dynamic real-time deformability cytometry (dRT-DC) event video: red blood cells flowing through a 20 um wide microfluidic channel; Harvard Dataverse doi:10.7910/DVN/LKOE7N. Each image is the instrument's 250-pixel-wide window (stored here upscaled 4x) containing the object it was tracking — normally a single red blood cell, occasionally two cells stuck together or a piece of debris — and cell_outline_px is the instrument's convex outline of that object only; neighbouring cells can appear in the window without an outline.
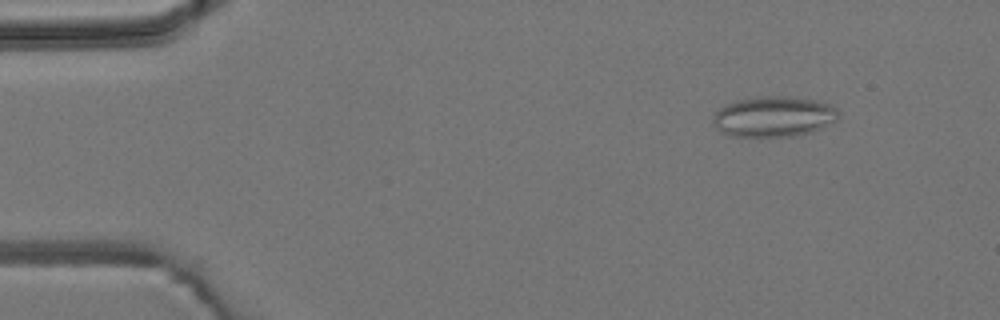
{"species": "common noctule bat (a hibernating species)", "species_latin": "Nyctalus noctula", "temperature_condition": "room temperature", "stored_images_in_passage": 7, "camera_frame_rate_fps": 3000, "um_per_image_px": 0.085, "animal": {"sex": "male", "body_mass_g": 19.2, "forearm_length_mm": 51.8}, "frame": {"image": 1, "passage_image": 2, "time_ms": 1.333, "image_size_px": [1000, 320], "cell_outline_px": [[836, 120], [812, 132], [796, 136], [732, 136], [720, 132], [712, 124], [712, 116], [724, 104], [736, 100], [760, 96], [788, 96], [812, 100], [828, 104], [836, 108]], "centroid_in_image_um": [65.68, 9.91], "position_along_channel_um": 19.3, "area_um2": 29.54}}
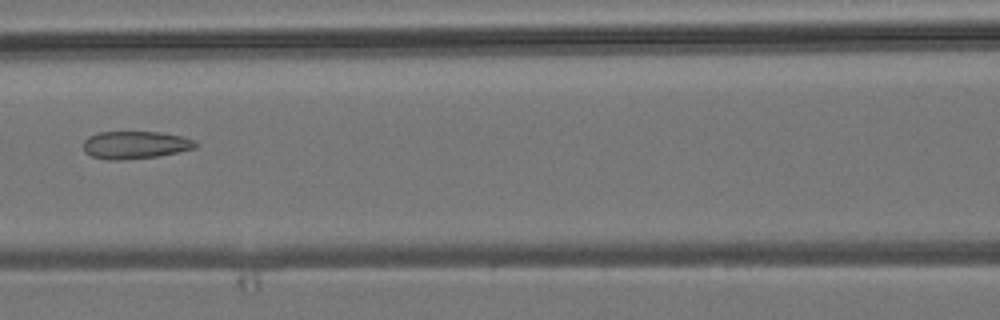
{"frame": {"image": 2, "passage_image": 7, "time_ms": 7.0, "image_size_px": [1000, 320], "cell_outline_px": [[196, 148], [160, 156], [120, 160], [108, 160], [92, 156], [84, 152], [84, 140], [88, 136], [96, 132], [160, 132], [180, 136], [196, 140]], "centroid_in_image_um": [11.48, 12.32], "position_along_channel_um": 155.1, "area_um2": 18.15}}